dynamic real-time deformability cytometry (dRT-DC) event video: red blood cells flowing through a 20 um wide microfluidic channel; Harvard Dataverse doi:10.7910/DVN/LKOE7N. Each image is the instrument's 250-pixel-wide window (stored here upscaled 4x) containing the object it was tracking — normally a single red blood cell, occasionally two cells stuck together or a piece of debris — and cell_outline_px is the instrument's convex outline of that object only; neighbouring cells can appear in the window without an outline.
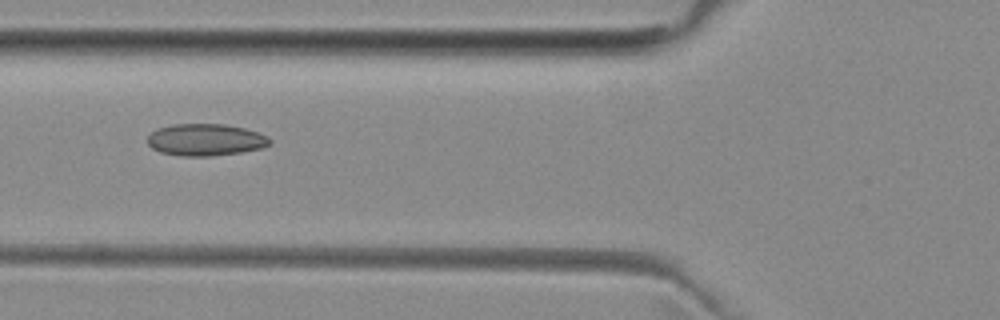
{"species": "common noctule bat (a hibernating species)", "species_latin": "Nyctalus noctula", "temperature_condition": "room temperature", "stored_images_in_passage": 3, "camera_frame_rate_fps": 3000, "um_per_image_px": 0.085, "animal": {"sex": "female", "body_mass_g": 29.2, "forearm_length_mm": 56.3}, "frame": {"image": 1, "passage_image": 3, "time_ms": 2.333, "image_size_px": [1000, 320], "cell_outline_px": [[272, 140], [268, 144], [260, 148], [240, 152], [212, 156], [180, 156], [160, 152], [152, 148], [148, 144], [148, 136], [156, 128], [172, 124], [224, 124], [244, 128], [268, 136]], "centroid_in_image_um": [17.43, 11.88], "position_along_channel_um": 108.4, "area_um2": 22.72}}